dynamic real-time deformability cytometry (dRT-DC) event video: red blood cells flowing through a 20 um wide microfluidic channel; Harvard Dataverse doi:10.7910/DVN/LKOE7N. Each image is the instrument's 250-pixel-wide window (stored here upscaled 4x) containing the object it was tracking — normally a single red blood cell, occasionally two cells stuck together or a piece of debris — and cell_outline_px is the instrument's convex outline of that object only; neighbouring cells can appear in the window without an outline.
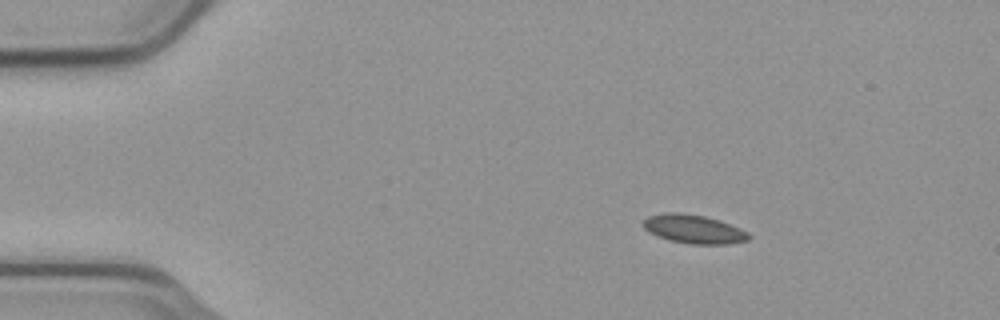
{"species": "common noctule bat (a hibernating species)", "species_latin": "Nyctalus noctula", "temperature_condition": "cold", "stored_images_in_passage": 47, "camera_frame_rate_fps": 3000, "um_per_image_px": 0.085, "animal": {"sex": "male", "body_mass_g": 23.1, "forearm_length_mm": 52.7}, "frame": {"image": 1, "passage_image": 1, "time_ms": 0.0, "image_size_px": [1000, 320], "cell_outline_px": [[752, 236], [748, 240], [728, 244], [688, 244], [668, 240], [648, 232], [640, 224], [648, 216], [664, 212], [680, 212], [704, 216], [720, 220], [740, 228], [748, 232]], "centroid_in_image_um": [58.95, 19.47], "position_along_channel_um": 26.1, "area_um2": 17.92}}
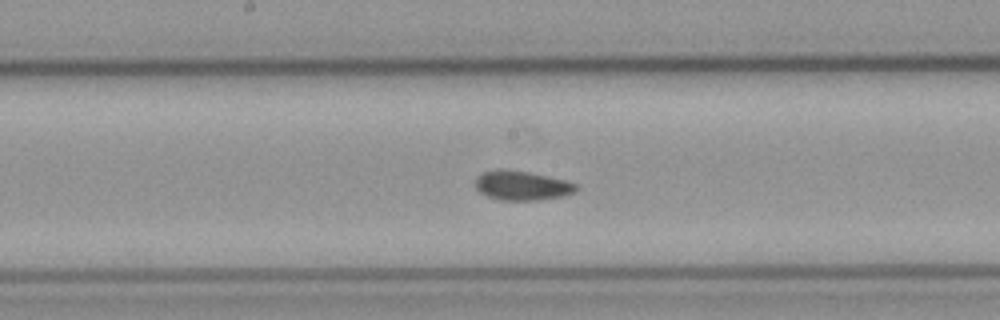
{"frame": {"image": 2, "passage_image": 21, "time_ms": 6.667, "image_size_px": [1000, 320], "cell_outline_px": [[580, 188], [576, 192], [564, 196], [540, 200], [500, 200], [488, 196], [480, 192], [476, 188], [476, 176], [484, 172], [500, 168], [528, 172], [548, 176], [564, 180], [576, 184]], "centroid_in_image_um": [44.39, 15.77], "position_along_channel_um": 203.8, "area_um2": 17.34}}
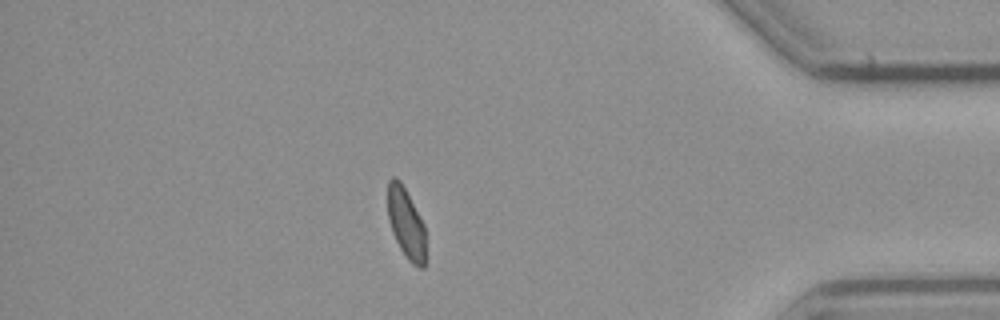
{"frame": {"image": 3, "passage_image": 40, "time_ms": 13.0, "image_size_px": [1000, 320], "cell_outline_px": [[424, 268], [416, 268], [404, 256], [392, 232], [388, 220], [388, 180], [392, 176], [396, 176], [400, 180], [424, 224]], "centroid_in_image_um": [34.49, 18.98], "position_along_channel_um": 400.7, "area_um2": 15.49}, "authors_computed_cell_mechanics": {"area_um2": 16.9354, "velocity_mm_per_s": 3.7335, "shape_relaxation_time_tau1_ms": 6.2, "shape_relaxation_time_tau2_ms": 2.7029, "deformation_change_tau1": 0.1121, "deformation_change_tau2": 0.0654}}